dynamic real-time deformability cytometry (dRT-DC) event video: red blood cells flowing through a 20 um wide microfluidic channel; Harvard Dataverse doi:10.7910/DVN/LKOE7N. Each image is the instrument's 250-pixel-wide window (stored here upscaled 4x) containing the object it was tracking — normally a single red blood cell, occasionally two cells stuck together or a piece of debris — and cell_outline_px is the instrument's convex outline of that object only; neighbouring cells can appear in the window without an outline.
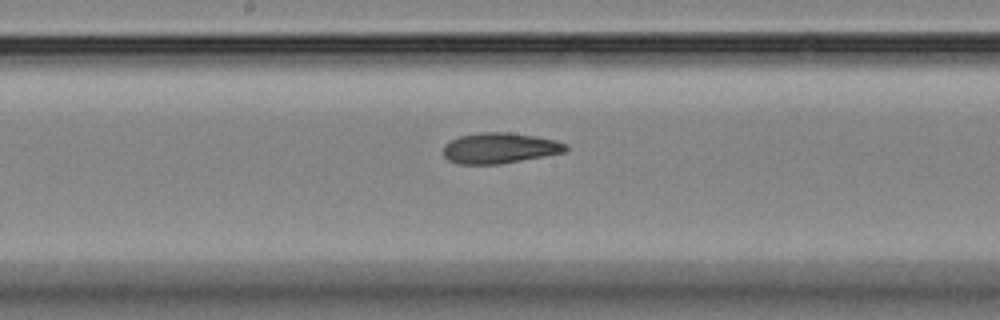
{"species": "Egyptian fruit bat (a non-hibernating species)", "species_latin": "Rousettus aegyptiacus", "temperature_condition": "room temperature", "stored_images_in_passage": 10, "camera_frame_rate_fps": 3000, "um_per_image_px": 0.085, "animal": {"sex": "female"}, "frame": {"image": 1, "passage_image": 9, "time_ms": 10.333, "image_size_px": [1000, 320], "cell_outline_px": [[568, 148], [564, 152], [544, 156], [500, 164], [456, 164], [448, 160], [444, 156], [444, 144], [460, 136], [480, 132], [508, 132], [536, 136], [556, 140], [568, 144]], "centroid_in_image_um": [42.48, 12.59], "position_along_channel_um": 205.7, "area_um2": 21.91}}
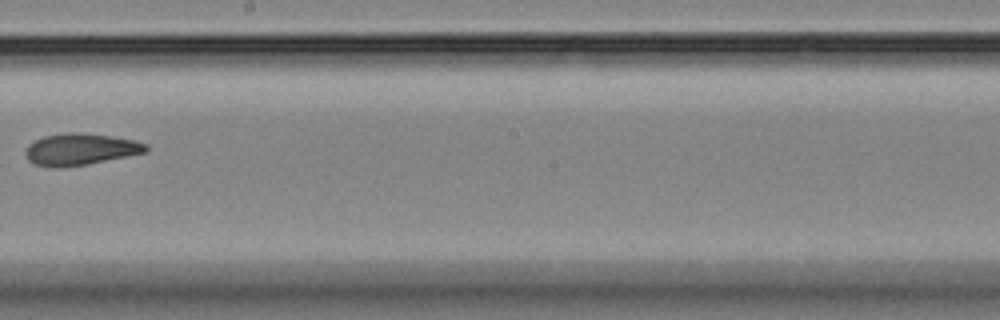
{"frame": {"image": 2, "passage_image": 10, "time_ms": 11.333, "image_size_px": [1000, 320], "cell_outline_px": [[148, 152], [88, 164], [32, 164], [28, 160], [24, 152], [28, 144], [44, 136], [68, 132], [72, 132], [112, 136], [136, 140], [148, 144]], "centroid_in_image_um": [6.91, 12.64], "position_along_channel_um": 241.3, "area_um2": 21.56}}